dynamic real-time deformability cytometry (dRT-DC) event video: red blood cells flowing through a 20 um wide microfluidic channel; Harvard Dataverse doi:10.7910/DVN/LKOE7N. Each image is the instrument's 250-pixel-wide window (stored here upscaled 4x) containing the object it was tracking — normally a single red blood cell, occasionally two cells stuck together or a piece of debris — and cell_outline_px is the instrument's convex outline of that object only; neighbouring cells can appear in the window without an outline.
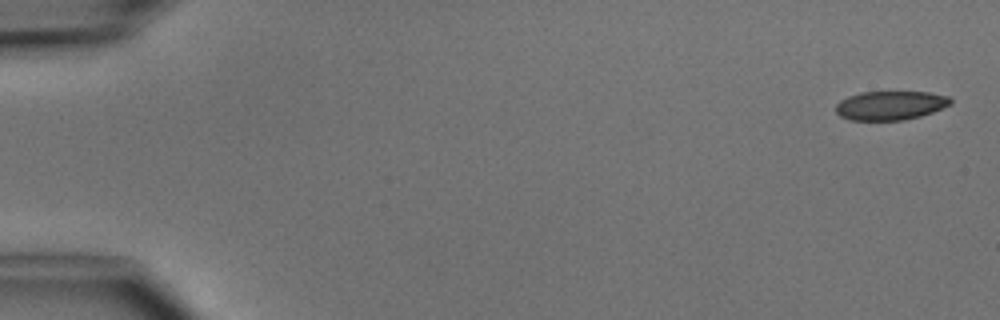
{"species": "common noctule bat (a hibernating species)", "species_latin": "Nyctalus noctula", "temperature_condition": "cold", "stored_images_in_passage": 7, "camera_frame_rate_fps": 3000, "um_per_image_px": 0.085, "animal": {"sex": "male", "body_mass_g": 15.6}, "frame": {"image": 1, "passage_image": 1, "time_ms": 0.0, "image_size_px": [1000, 320], "cell_outline_px": [[952, 104], [932, 112], [920, 116], [904, 120], [852, 120], [840, 116], [836, 112], [836, 104], [840, 100], [848, 96], [860, 92], [928, 92], [948, 96], [952, 100]], "centroid_in_image_um": [75.68, 8.96], "position_along_channel_um": 9.3, "area_um2": 19.36}}
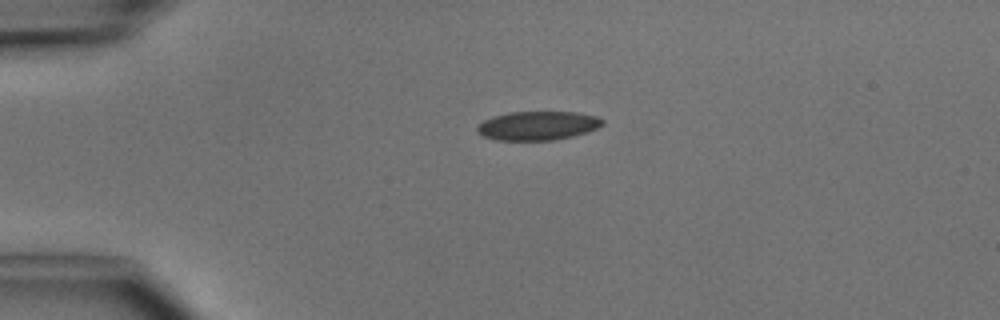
{"frame": {"image": 2, "passage_image": 4, "time_ms": 3.333, "image_size_px": [1000, 320], "cell_outline_px": [[604, 124], [588, 132], [556, 140], [496, 140], [484, 136], [476, 132], [476, 128], [484, 120], [492, 116], [508, 112], [576, 112], [596, 116], [604, 120]], "centroid_in_image_um": [45.7, 10.68], "position_along_channel_um": 39.3, "area_um2": 21.15}}
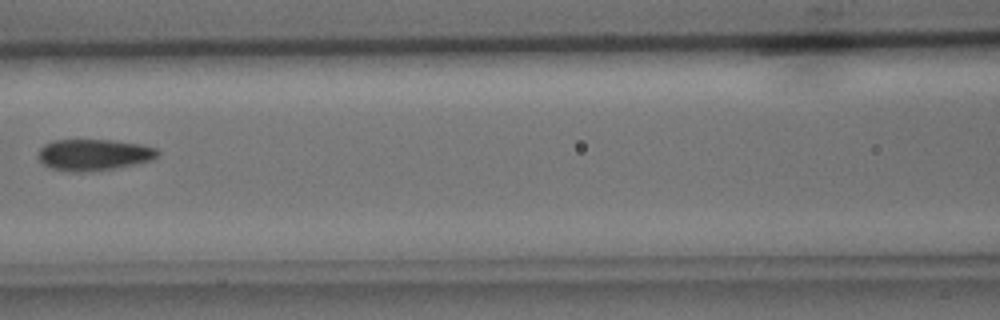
{"frame": {"image": 3, "passage_image": 7, "time_ms": 7.0, "image_size_px": [1000, 320], "cell_outline_px": [[160, 152], [152, 160], [116, 168], [88, 172], [68, 172], [52, 168], [44, 164], [36, 156], [40, 148], [44, 144], [52, 140], [112, 140], [140, 144], [156, 148]], "centroid_in_image_um": [7.94, 13.16], "position_along_channel_um": 158.7, "area_um2": 21.96}}